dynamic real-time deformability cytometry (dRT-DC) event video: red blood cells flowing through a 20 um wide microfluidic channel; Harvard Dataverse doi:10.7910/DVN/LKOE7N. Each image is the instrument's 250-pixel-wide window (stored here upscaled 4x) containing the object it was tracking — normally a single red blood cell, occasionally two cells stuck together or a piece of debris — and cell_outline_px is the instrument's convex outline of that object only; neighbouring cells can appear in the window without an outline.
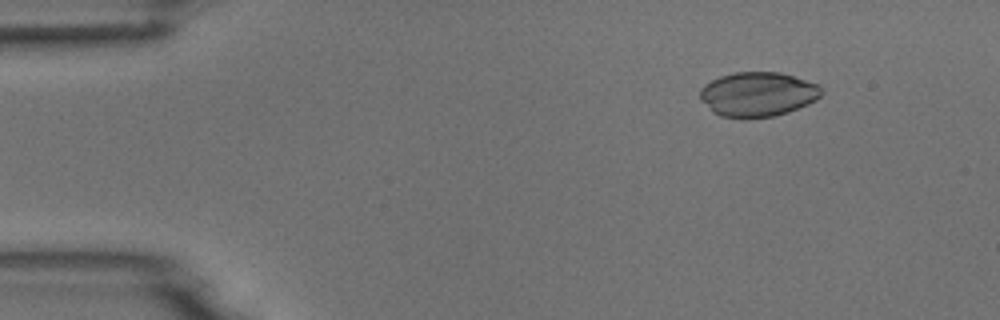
{"species": "common noctule bat (a hibernating species)", "species_latin": "Nyctalus noctula", "temperature_condition": "room temperature", "stored_images_in_passage": 4, "camera_frame_rate_fps": 3000, "um_per_image_px": 0.085, "animal": {"sex": "male", "body_mass_g": 18.8}, "frame": {"image": 1, "passage_image": 2, "time_ms": 1.0, "image_size_px": [1000, 320], "cell_outline_px": [[824, 92], [816, 100], [808, 104], [788, 112], [772, 116], [744, 120], [720, 116], [712, 112], [700, 100], [700, 88], [704, 84], [720, 76], [732, 72], [780, 72], [820, 84]], "centroid_in_image_um": [64.4, 8.03], "position_along_channel_um": 20.6, "area_um2": 32.14}}